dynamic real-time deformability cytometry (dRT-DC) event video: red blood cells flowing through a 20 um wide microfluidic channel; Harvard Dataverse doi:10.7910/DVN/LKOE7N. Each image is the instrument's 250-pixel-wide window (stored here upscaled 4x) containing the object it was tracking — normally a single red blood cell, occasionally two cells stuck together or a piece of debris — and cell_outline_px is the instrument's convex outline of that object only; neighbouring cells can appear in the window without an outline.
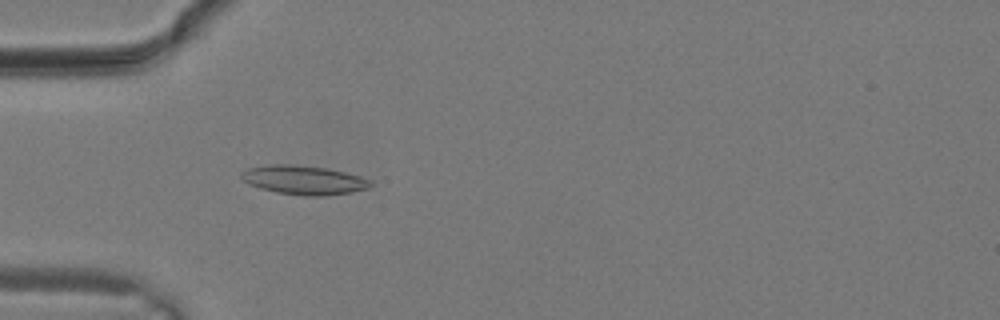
{"species": "common noctule bat (a hibernating species)", "species_latin": "Nyctalus noctula", "temperature_condition": "warm", "stored_images_in_passage": 12, "camera_frame_rate_fps": 3000, "um_per_image_px": 0.085, "animal": {"sex": "male", "body_mass_g": 19.2, "forearm_length_mm": 51.8}, "frame": {"image": 1, "passage_image": 10, "time_ms": 3.0, "image_size_px": [1000, 320], "cell_outline_px": [[372, 184], [368, 188], [352, 192], [320, 196], [304, 196], [276, 192], [260, 188], [248, 184], [240, 176], [240, 172], [248, 168], [272, 164], [288, 164], [324, 168], [344, 172], [360, 176], [372, 180]], "centroid_in_image_um": [25.81, 15.31], "position_along_channel_um": 59.2, "area_um2": 21.73}}
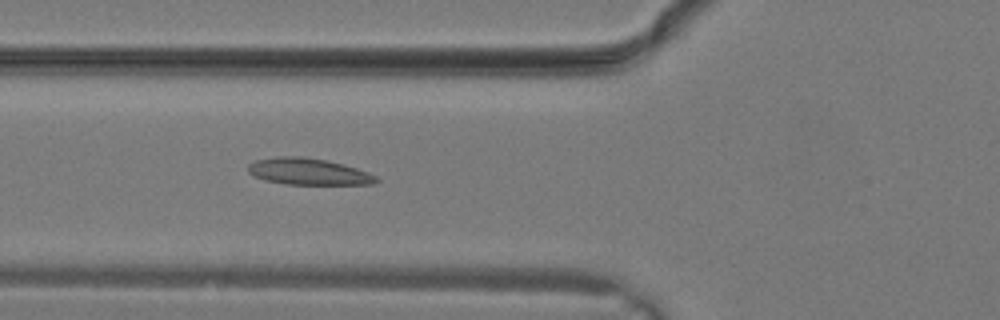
{"frame": {"image": 2, "passage_image": 12, "time_ms": 3.667, "image_size_px": [1000, 320], "cell_outline_px": [[380, 180], [372, 184], [284, 184], [264, 180], [248, 172], [248, 164], [256, 160], [276, 156], [304, 156], [328, 160], [356, 168], [368, 172], [376, 176]], "centroid_in_image_um": [26.2, 14.57], "position_along_channel_um": 99.6, "area_um2": 19.88}}